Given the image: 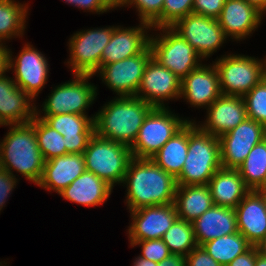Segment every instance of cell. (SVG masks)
<instances>
[{
  "mask_svg": "<svg viewBox=\"0 0 266 266\" xmlns=\"http://www.w3.org/2000/svg\"><path fill=\"white\" fill-rule=\"evenodd\" d=\"M9 126L12 128L0 142V168L12 175L14 169L37 185L45 160L37 144L34 126L31 123Z\"/></svg>",
  "mask_w": 266,
  "mask_h": 266,
  "instance_id": "3",
  "label": "cell"
},
{
  "mask_svg": "<svg viewBox=\"0 0 266 266\" xmlns=\"http://www.w3.org/2000/svg\"><path fill=\"white\" fill-rule=\"evenodd\" d=\"M43 119L50 127L63 135L66 154L85 151L92 136L95 134L94 118L79 114L44 115Z\"/></svg>",
  "mask_w": 266,
  "mask_h": 266,
  "instance_id": "17",
  "label": "cell"
},
{
  "mask_svg": "<svg viewBox=\"0 0 266 266\" xmlns=\"http://www.w3.org/2000/svg\"><path fill=\"white\" fill-rule=\"evenodd\" d=\"M225 0H194L192 13L218 19Z\"/></svg>",
  "mask_w": 266,
  "mask_h": 266,
  "instance_id": "39",
  "label": "cell"
},
{
  "mask_svg": "<svg viewBox=\"0 0 266 266\" xmlns=\"http://www.w3.org/2000/svg\"><path fill=\"white\" fill-rule=\"evenodd\" d=\"M32 98L18 88L13 78H0V121L4 125L27 124L36 115Z\"/></svg>",
  "mask_w": 266,
  "mask_h": 266,
  "instance_id": "23",
  "label": "cell"
},
{
  "mask_svg": "<svg viewBox=\"0 0 266 266\" xmlns=\"http://www.w3.org/2000/svg\"><path fill=\"white\" fill-rule=\"evenodd\" d=\"M85 158L81 153H68L45 161L43 174L37 184L46 190L61 192L85 171Z\"/></svg>",
  "mask_w": 266,
  "mask_h": 266,
  "instance_id": "24",
  "label": "cell"
},
{
  "mask_svg": "<svg viewBox=\"0 0 266 266\" xmlns=\"http://www.w3.org/2000/svg\"><path fill=\"white\" fill-rule=\"evenodd\" d=\"M248 4L256 7L260 12L266 11V0H245Z\"/></svg>",
  "mask_w": 266,
  "mask_h": 266,
  "instance_id": "46",
  "label": "cell"
},
{
  "mask_svg": "<svg viewBox=\"0 0 266 266\" xmlns=\"http://www.w3.org/2000/svg\"><path fill=\"white\" fill-rule=\"evenodd\" d=\"M258 254L256 246H252L248 251L237 256L227 266H255Z\"/></svg>",
  "mask_w": 266,
  "mask_h": 266,
  "instance_id": "43",
  "label": "cell"
},
{
  "mask_svg": "<svg viewBox=\"0 0 266 266\" xmlns=\"http://www.w3.org/2000/svg\"><path fill=\"white\" fill-rule=\"evenodd\" d=\"M265 60L244 55H228L215 62L222 95L244 97L263 79Z\"/></svg>",
  "mask_w": 266,
  "mask_h": 266,
  "instance_id": "8",
  "label": "cell"
},
{
  "mask_svg": "<svg viewBox=\"0 0 266 266\" xmlns=\"http://www.w3.org/2000/svg\"><path fill=\"white\" fill-rule=\"evenodd\" d=\"M132 247L136 245L142 246V254L139 255L144 259L159 263L167 258L171 253L162 239L141 240L131 242Z\"/></svg>",
  "mask_w": 266,
  "mask_h": 266,
  "instance_id": "38",
  "label": "cell"
},
{
  "mask_svg": "<svg viewBox=\"0 0 266 266\" xmlns=\"http://www.w3.org/2000/svg\"><path fill=\"white\" fill-rule=\"evenodd\" d=\"M152 57L148 45L140 54L103 65L96 73L108 88L122 96H136L147 62Z\"/></svg>",
  "mask_w": 266,
  "mask_h": 266,
  "instance_id": "13",
  "label": "cell"
},
{
  "mask_svg": "<svg viewBox=\"0 0 266 266\" xmlns=\"http://www.w3.org/2000/svg\"><path fill=\"white\" fill-rule=\"evenodd\" d=\"M193 2L194 0H164L162 14L151 27H172L179 19L192 13Z\"/></svg>",
  "mask_w": 266,
  "mask_h": 266,
  "instance_id": "36",
  "label": "cell"
},
{
  "mask_svg": "<svg viewBox=\"0 0 266 266\" xmlns=\"http://www.w3.org/2000/svg\"><path fill=\"white\" fill-rule=\"evenodd\" d=\"M186 266H221L202 246L195 247L186 256Z\"/></svg>",
  "mask_w": 266,
  "mask_h": 266,
  "instance_id": "40",
  "label": "cell"
},
{
  "mask_svg": "<svg viewBox=\"0 0 266 266\" xmlns=\"http://www.w3.org/2000/svg\"><path fill=\"white\" fill-rule=\"evenodd\" d=\"M26 4L14 0L0 1V43L13 36H22L28 12Z\"/></svg>",
  "mask_w": 266,
  "mask_h": 266,
  "instance_id": "32",
  "label": "cell"
},
{
  "mask_svg": "<svg viewBox=\"0 0 266 266\" xmlns=\"http://www.w3.org/2000/svg\"><path fill=\"white\" fill-rule=\"evenodd\" d=\"M263 80L266 83V59H265V64H264V68H263Z\"/></svg>",
  "mask_w": 266,
  "mask_h": 266,
  "instance_id": "51",
  "label": "cell"
},
{
  "mask_svg": "<svg viewBox=\"0 0 266 266\" xmlns=\"http://www.w3.org/2000/svg\"><path fill=\"white\" fill-rule=\"evenodd\" d=\"M259 191L263 194V196H264V200H265V202H266V188L261 189V190H259Z\"/></svg>",
  "mask_w": 266,
  "mask_h": 266,
  "instance_id": "52",
  "label": "cell"
},
{
  "mask_svg": "<svg viewBox=\"0 0 266 266\" xmlns=\"http://www.w3.org/2000/svg\"><path fill=\"white\" fill-rule=\"evenodd\" d=\"M164 0H120L118 7L133 5L141 22L152 25L162 14Z\"/></svg>",
  "mask_w": 266,
  "mask_h": 266,
  "instance_id": "37",
  "label": "cell"
},
{
  "mask_svg": "<svg viewBox=\"0 0 266 266\" xmlns=\"http://www.w3.org/2000/svg\"><path fill=\"white\" fill-rule=\"evenodd\" d=\"M188 122V152L177 185H207L222 168L219 137Z\"/></svg>",
  "mask_w": 266,
  "mask_h": 266,
  "instance_id": "4",
  "label": "cell"
},
{
  "mask_svg": "<svg viewBox=\"0 0 266 266\" xmlns=\"http://www.w3.org/2000/svg\"><path fill=\"white\" fill-rule=\"evenodd\" d=\"M188 152V123L170 138L152 159L175 179L180 175Z\"/></svg>",
  "mask_w": 266,
  "mask_h": 266,
  "instance_id": "29",
  "label": "cell"
},
{
  "mask_svg": "<svg viewBox=\"0 0 266 266\" xmlns=\"http://www.w3.org/2000/svg\"><path fill=\"white\" fill-rule=\"evenodd\" d=\"M8 54V71L14 69L15 84L33 100L47 82L49 73L47 59L30 44H25L19 55L15 57L16 60L12 59L10 50Z\"/></svg>",
  "mask_w": 266,
  "mask_h": 266,
  "instance_id": "15",
  "label": "cell"
},
{
  "mask_svg": "<svg viewBox=\"0 0 266 266\" xmlns=\"http://www.w3.org/2000/svg\"><path fill=\"white\" fill-rule=\"evenodd\" d=\"M152 109L151 105L137 96L116 97L95 115V133L102 138L131 146Z\"/></svg>",
  "mask_w": 266,
  "mask_h": 266,
  "instance_id": "2",
  "label": "cell"
},
{
  "mask_svg": "<svg viewBox=\"0 0 266 266\" xmlns=\"http://www.w3.org/2000/svg\"><path fill=\"white\" fill-rule=\"evenodd\" d=\"M237 228L252 246L266 237V202L260 191L250 192L235 207Z\"/></svg>",
  "mask_w": 266,
  "mask_h": 266,
  "instance_id": "20",
  "label": "cell"
},
{
  "mask_svg": "<svg viewBox=\"0 0 266 266\" xmlns=\"http://www.w3.org/2000/svg\"><path fill=\"white\" fill-rule=\"evenodd\" d=\"M222 95L217 68L200 65L181 80L180 98L195 107H209Z\"/></svg>",
  "mask_w": 266,
  "mask_h": 266,
  "instance_id": "18",
  "label": "cell"
},
{
  "mask_svg": "<svg viewBox=\"0 0 266 266\" xmlns=\"http://www.w3.org/2000/svg\"><path fill=\"white\" fill-rule=\"evenodd\" d=\"M158 266H186V256L170 254L167 258L159 262Z\"/></svg>",
  "mask_w": 266,
  "mask_h": 266,
  "instance_id": "44",
  "label": "cell"
},
{
  "mask_svg": "<svg viewBox=\"0 0 266 266\" xmlns=\"http://www.w3.org/2000/svg\"><path fill=\"white\" fill-rule=\"evenodd\" d=\"M133 264V266H158V263L144 259L141 256H138Z\"/></svg>",
  "mask_w": 266,
  "mask_h": 266,
  "instance_id": "47",
  "label": "cell"
},
{
  "mask_svg": "<svg viewBox=\"0 0 266 266\" xmlns=\"http://www.w3.org/2000/svg\"><path fill=\"white\" fill-rule=\"evenodd\" d=\"M8 50L3 43H0V78L8 72Z\"/></svg>",
  "mask_w": 266,
  "mask_h": 266,
  "instance_id": "45",
  "label": "cell"
},
{
  "mask_svg": "<svg viewBox=\"0 0 266 266\" xmlns=\"http://www.w3.org/2000/svg\"><path fill=\"white\" fill-rule=\"evenodd\" d=\"M237 170L250 190L266 188V139L251 149Z\"/></svg>",
  "mask_w": 266,
  "mask_h": 266,
  "instance_id": "31",
  "label": "cell"
},
{
  "mask_svg": "<svg viewBox=\"0 0 266 266\" xmlns=\"http://www.w3.org/2000/svg\"><path fill=\"white\" fill-rule=\"evenodd\" d=\"M174 205L179 219L193 223L214 203L208 185H177Z\"/></svg>",
  "mask_w": 266,
  "mask_h": 266,
  "instance_id": "28",
  "label": "cell"
},
{
  "mask_svg": "<svg viewBox=\"0 0 266 266\" xmlns=\"http://www.w3.org/2000/svg\"><path fill=\"white\" fill-rule=\"evenodd\" d=\"M258 253L266 258V237L256 245Z\"/></svg>",
  "mask_w": 266,
  "mask_h": 266,
  "instance_id": "48",
  "label": "cell"
},
{
  "mask_svg": "<svg viewBox=\"0 0 266 266\" xmlns=\"http://www.w3.org/2000/svg\"><path fill=\"white\" fill-rule=\"evenodd\" d=\"M189 121L172 114L168 108H153L145 117L135 142L130 146L135 158H151Z\"/></svg>",
  "mask_w": 266,
  "mask_h": 266,
  "instance_id": "6",
  "label": "cell"
},
{
  "mask_svg": "<svg viewBox=\"0 0 266 266\" xmlns=\"http://www.w3.org/2000/svg\"><path fill=\"white\" fill-rule=\"evenodd\" d=\"M163 34L150 37L152 57L169 69L181 80L192 70L197 69L201 57L195 49L172 27H159ZM165 33V34H164ZM200 59V60H199Z\"/></svg>",
  "mask_w": 266,
  "mask_h": 266,
  "instance_id": "7",
  "label": "cell"
},
{
  "mask_svg": "<svg viewBox=\"0 0 266 266\" xmlns=\"http://www.w3.org/2000/svg\"><path fill=\"white\" fill-rule=\"evenodd\" d=\"M171 254L187 256L198 246L193 225L182 219H177L161 238Z\"/></svg>",
  "mask_w": 266,
  "mask_h": 266,
  "instance_id": "34",
  "label": "cell"
},
{
  "mask_svg": "<svg viewBox=\"0 0 266 266\" xmlns=\"http://www.w3.org/2000/svg\"><path fill=\"white\" fill-rule=\"evenodd\" d=\"M181 79L151 57L146 64L136 96L153 108H165L164 100L180 98Z\"/></svg>",
  "mask_w": 266,
  "mask_h": 266,
  "instance_id": "14",
  "label": "cell"
},
{
  "mask_svg": "<svg viewBox=\"0 0 266 266\" xmlns=\"http://www.w3.org/2000/svg\"><path fill=\"white\" fill-rule=\"evenodd\" d=\"M201 246L221 266H227L252 247L240 232L209 240Z\"/></svg>",
  "mask_w": 266,
  "mask_h": 266,
  "instance_id": "30",
  "label": "cell"
},
{
  "mask_svg": "<svg viewBox=\"0 0 266 266\" xmlns=\"http://www.w3.org/2000/svg\"><path fill=\"white\" fill-rule=\"evenodd\" d=\"M172 28L195 49L201 58L212 55L228 38L218 19L195 13L179 19Z\"/></svg>",
  "mask_w": 266,
  "mask_h": 266,
  "instance_id": "11",
  "label": "cell"
},
{
  "mask_svg": "<svg viewBox=\"0 0 266 266\" xmlns=\"http://www.w3.org/2000/svg\"><path fill=\"white\" fill-rule=\"evenodd\" d=\"M78 8L90 10L96 13H104L115 7L108 0H64Z\"/></svg>",
  "mask_w": 266,
  "mask_h": 266,
  "instance_id": "41",
  "label": "cell"
},
{
  "mask_svg": "<svg viewBox=\"0 0 266 266\" xmlns=\"http://www.w3.org/2000/svg\"><path fill=\"white\" fill-rule=\"evenodd\" d=\"M115 8L118 7L120 0H108Z\"/></svg>",
  "mask_w": 266,
  "mask_h": 266,
  "instance_id": "50",
  "label": "cell"
},
{
  "mask_svg": "<svg viewBox=\"0 0 266 266\" xmlns=\"http://www.w3.org/2000/svg\"><path fill=\"white\" fill-rule=\"evenodd\" d=\"M207 185L216 206L235 208L250 192L237 169H218Z\"/></svg>",
  "mask_w": 266,
  "mask_h": 266,
  "instance_id": "27",
  "label": "cell"
},
{
  "mask_svg": "<svg viewBox=\"0 0 266 266\" xmlns=\"http://www.w3.org/2000/svg\"><path fill=\"white\" fill-rule=\"evenodd\" d=\"M111 187L103 179L89 171H84L60 194L64 199L85 206H97L103 204L111 195Z\"/></svg>",
  "mask_w": 266,
  "mask_h": 266,
  "instance_id": "26",
  "label": "cell"
},
{
  "mask_svg": "<svg viewBox=\"0 0 266 266\" xmlns=\"http://www.w3.org/2000/svg\"><path fill=\"white\" fill-rule=\"evenodd\" d=\"M122 183L127 185L126 203L130 211L174 203L176 179L150 158L133 157Z\"/></svg>",
  "mask_w": 266,
  "mask_h": 266,
  "instance_id": "1",
  "label": "cell"
},
{
  "mask_svg": "<svg viewBox=\"0 0 266 266\" xmlns=\"http://www.w3.org/2000/svg\"><path fill=\"white\" fill-rule=\"evenodd\" d=\"M263 14L245 0H225L218 21L226 37L240 41L258 28Z\"/></svg>",
  "mask_w": 266,
  "mask_h": 266,
  "instance_id": "22",
  "label": "cell"
},
{
  "mask_svg": "<svg viewBox=\"0 0 266 266\" xmlns=\"http://www.w3.org/2000/svg\"><path fill=\"white\" fill-rule=\"evenodd\" d=\"M247 117L266 127V83L262 79L244 97Z\"/></svg>",
  "mask_w": 266,
  "mask_h": 266,
  "instance_id": "35",
  "label": "cell"
},
{
  "mask_svg": "<svg viewBox=\"0 0 266 266\" xmlns=\"http://www.w3.org/2000/svg\"><path fill=\"white\" fill-rule=\"evenodd\" d=\"M207 110L206 122L199 127L217 137L231 131L248 118L246 104L241 96L221 95Z\"/></svg>",
  "mask_w": 266,
  "mask_h": 266,
  "instance_id": "19",
  "label": "cell"
},
{
  "mask_svg": "<svg viewBox=\"0 0 266 266\" xmlns=\"http://www.w3.org/2000/svg\"><path fill=\"white\" fill-rule=\"evenodd\" d=\"M39 111L30 121L34 126L37 144L45 161L66 154L63 135L50 127L43 119L39 118Z\"/></svg>",
  "mask_w": 266,
  "mask_h": 266,
  "instance_id": "33",
  "label": "cell"
},
{
  "mask_svg": "<svg viewBox=\"0 0 266 266\" xmlns=\"http://www.w3.org/2000/svg\"><path fill=\"white\" fill-rule=\"evenodd\" d=\"M114 26L75 33L69 41L70 61L74 74L95 75L101 67L103 49L109 43Z\"/></svg>",
  "mask_w": 266,
  "mask_h": 266,
  "instance_id": "10",
  "label": "cell"
},
{
  "mask_svg": "<svg viewBox=\"0 0 266 266\" xmlns=\"http://www.w3.org/2000/svg\"><path fill=\"white\" fill-rule=\"evenodd\" d=\"M255 266H266V258L258 254L256 257Z\"/></svg>",
  "mask_w": 266,
  "mask_h": 266,
  "instance_id": "49",
  "label": "cell"
},
{
  "mask_svg": "<svg viewBox=\"0 0 266 266\" xmlns=\"http://www.w3.org/2000/svg\"><path fill=\"white\" fill-rule=\"evenodd\" d=\"M264 139L266 127L246 118L237 127L219 137L222 167L238 169L251 149Z\"/></svg>",
  "mask_w": 266,
  "mask_h": 266,
  "instance_id": "12",
  "label": "cell"
},
{
  "mask_svg": "<svg viewBox=\"0 0 266 266\" xmlns=\"http://www.w3.org/2000/svg\"><path fill=\"white\" fill-rule=\"evenodd\" d=\"M93 75L74 74V79L58 85L43 104L44 115L79 114L85 115L86 109L97 96V87L88 83Z\"/></svg>",
  "mask_w": 266,
  "mask_h": 266,
  "instance_id": "9",
  "label": "cell"
},
{
  "mask_svg": "<svg viewBox=\"0 0 266 266\" xmlns=\"http://www.w3.org/2000/svg\"><path fill=\"white\" fill-rule=\"evenodd\" d=\"M198 246L205 242L238 232L235 208L213 205L193 223Z\"/></svg>",
  "mask_w": 266,
  "mask_h": 266,
  "instance_id": "25",
  "label": "cell"
},
{
  "mask_svg": "<svg viewBox=\"0 0 266 266\" xmlns=\"http://www.w3.org/2000/svg\"><path fill=\"white\" fill-rule=\"evenodd\" d=\"M17 179L15 175L10 174L5 169L0 168V211L5 206L8 194L16 186Z\"/></svg>",
  "mask_w": 266,
  "mask_h": 266,
  "instance_id": "42",
  "label": "cell"
},
{
  "mask_svg": "<svg viewBox=\"0 0 266 266\" xmlns=\"http://www.w3.org/2000/svg\"><path fill=\"white\" fill-rule=\"evenodd\" d=\"M130 212L132 217L128 229L130 242L161 239L178 219L174 203L142 207Z\"/></svg>",
  "mask_w": 266,
  "mask_h": 266,
  "instance_id": "16",
  "label": "cell"
},
{
  "mask_svg": "<svg viewBox=\"0 0 266 266\" xmlns=\"http://www.w3.org/2000/svg\"><path fill=\"white\" fill-rule=\"evenodd\" d=\"M86 171L103 179L111 187L122 183L127 168L133 158L131 147L98 136L90 139L83 152Z\"/></svg>",
  "mask_w": 266,
  "mask_h": 266,
  "instance_id": "5",
  "label": "cell"
},
{
  "mask_svg": "<svg viewBox=\"0 0 266 266\" xmlns=\"http://www.w3.org/2000/svg\"><path fill=\"white\" fill-rule=\"evenodd\" d=\"M141 24L140 27L126 29L114 26L110 41L101 55V66L140 54L149 45L150 36L145 31L152 27L145 22Z\"/></svg>",
  "mask_w": 266,
  "mask_h": 266,
  "instance_id": "21",
  "label": "cell"
}]
</instances>
